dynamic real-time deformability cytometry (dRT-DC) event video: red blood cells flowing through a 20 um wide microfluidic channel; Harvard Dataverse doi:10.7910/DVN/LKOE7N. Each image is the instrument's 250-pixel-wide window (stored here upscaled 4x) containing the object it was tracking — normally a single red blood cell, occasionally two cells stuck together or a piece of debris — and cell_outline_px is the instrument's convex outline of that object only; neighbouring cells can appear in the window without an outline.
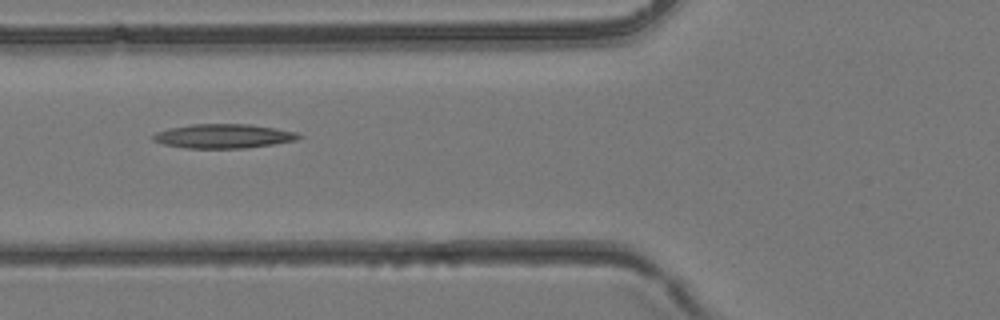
{"species": "common noctule bat (a hibernating species)", "species_latin": "Nyctalus noctula", "temperature_condition": "room temperature", "stored_images_in_passage": 4, "camera_frame_rate_fps": 3000, "um_per_image_px": 0.085, "animal": {"sex": "female", "body_mass_g": 24.6, "forearm_length_mm": 56.2}, "frame": {"image": 1, "passage_image": 3, "time_ms": 0.667, "image_size_px": [1000, 320], "cell_outline_px": [[304, 136], [296, 140], [272, 144], [244, 148], [184, 148], [164, 144], [152, 140], [152, 136], [156, 132], [168, 128], [192, 124], [252, 124], [276, 128], [296, 132]], "centroid_in_image_um": [18.99, 11.56], "position_along_channel_um": 106.8, "area_um2": 20.58}}
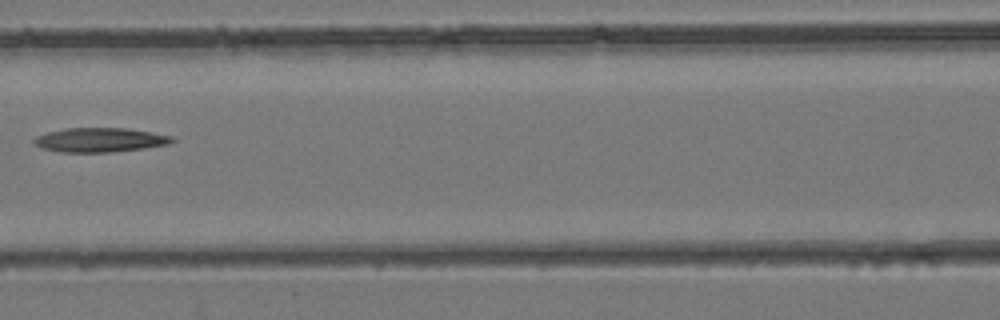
{"frame": {"image": 2, "passage_image": 4, "time_ms": 1.0, "image_size_px": [1000, 320], "cell_outline_px": [[176, 140], [168, 144], [144, 148], [108, 152], [60, 152], [40, 148], [32, 140], [36, 136], [48, 132], [68, 128], [128, 128], [172, 136]], "centroid_in_image_um": [8.48, 11.89], "position_along_channel_um": 158.1, "area_um2": 19.42}}